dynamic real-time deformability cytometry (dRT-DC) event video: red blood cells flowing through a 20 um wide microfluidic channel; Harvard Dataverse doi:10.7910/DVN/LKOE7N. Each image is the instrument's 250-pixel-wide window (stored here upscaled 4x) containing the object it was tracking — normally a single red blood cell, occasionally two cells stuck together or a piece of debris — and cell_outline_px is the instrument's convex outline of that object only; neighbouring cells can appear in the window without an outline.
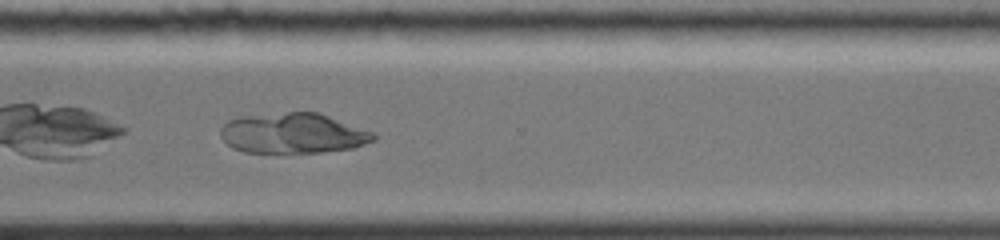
{"species": "common noctule bat (a hibernating species)", "species_latin": "Nyctalus noctula", "temperature_condition": "cold", "stored_images_in_passage": 71, "camera_frame_rate_fps": 3000, "um_per_image_px": 0.085, "animal": {"sex": "female", "body_mass_g": 19.0, "forearm_length_mm": 51.5}, "frame": {"image": 1, "passage_image": 59, "time_ms": 10.333, "image_size_px": [1000, 240], "cell_outline_px": [[376, 140], [352, 148], [320, 152], [244, 152], [232, 148], [220, 136], [220, 128], [228, 120], [240, 116], [288, 112], [316, 112], [376, 132]], "centroid_in_image_um": [24.91, 11.32], "position_along_channel_um": 345.7, "area_um2": 35.95}}